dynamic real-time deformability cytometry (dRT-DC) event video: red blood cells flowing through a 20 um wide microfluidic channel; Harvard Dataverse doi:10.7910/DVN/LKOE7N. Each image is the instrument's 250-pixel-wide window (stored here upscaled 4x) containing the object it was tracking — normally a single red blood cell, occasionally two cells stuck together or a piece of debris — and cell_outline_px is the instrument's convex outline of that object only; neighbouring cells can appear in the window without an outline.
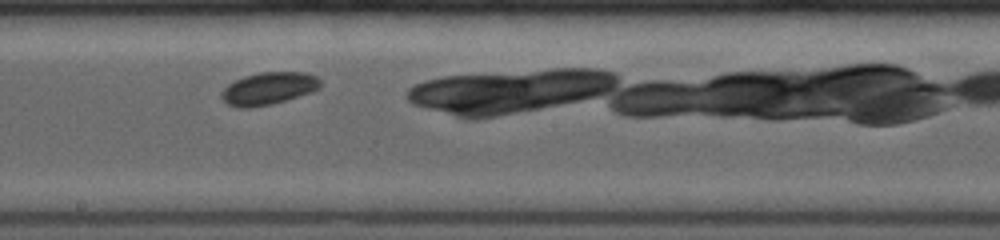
{"species": "common noctule bat (a hibernating species)", "species_latin": "Nyctalus noctula", "temperature_condition": "room temperature", "stored_images_in_passage": 19, "camera_frame_rate_fps": 4000, "um_per_image_px": 0.085, "animal": {"sex": "female", "body_mass_g": 19.0, "forearm_length_mm": 53.3}, "frame": {"image": 1, "passage_image": 6, "time_ms": 3.75, "image_size_px": [1000, 240], "cell_outline_px": [[320, 88], [312, 92], [272, 104], [248, 108], [236, 108], [228, 104], [220, 96], [220, 92], [228, 84], [244, 76], [260, 72], [304, 72], [316, 76], [320, 80]], "centroid_in_image_um": [22.81, 7.52], "position_along_channel_um": 225.4, "area_um2": 18.73}}
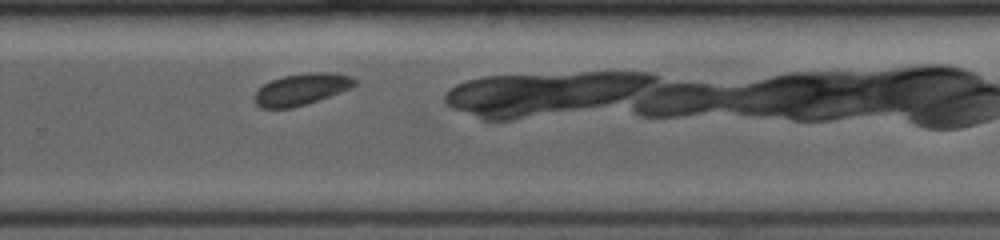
{"frame": {"image": 2, "passage_image": 11, "time_ms": 5.75, "image_size_px": [1000, 240], "cell_outline_px": [[356, 84], [340, 92], [292, 108], [260, 108], [252, 100], [252, 96], [264, 84], [272, 80], [284, 76], [304, 72], [332, 72], [352, 76], [356, 80]], "centroid_in_image_um": [25.58, 7.58], "position_along_channel_um": 304.2, "area_um2": 18.32}}